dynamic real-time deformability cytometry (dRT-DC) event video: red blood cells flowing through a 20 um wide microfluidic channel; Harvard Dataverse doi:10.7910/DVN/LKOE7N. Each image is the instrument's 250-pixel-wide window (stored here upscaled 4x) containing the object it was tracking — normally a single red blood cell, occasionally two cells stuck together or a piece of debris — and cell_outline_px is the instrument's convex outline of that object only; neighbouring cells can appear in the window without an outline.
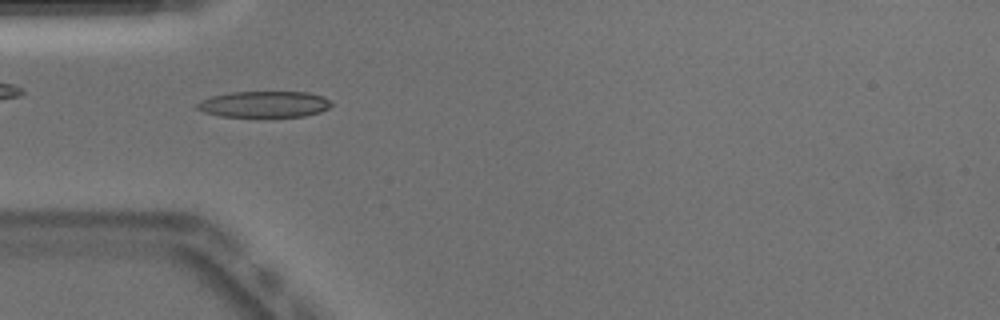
{"species": "Egyptian fruit bat (a non-hibernating species)", "species_latin": "Rousettus aegyptiacus", "temperature_condition": "warm", "stored_images_in_passage": 42, "camera_frame_rate_fps": 3000, "um_per_image_px": 0.085, "animal": {"sex": "male"}, "frame": {"image": 1, "passage_image": 7, "time_ms": 2.0, "image_size_px": [1000, 320], "cell_outline_px": [[332, 104], [328, 108], [320, 112], [304, 116], [272, 120], [256, 120], [220, 116], [204, 112], [196, 108], [196, 104], [200, 100], [212, 96], [232, 92], [308, 92], [324, 96]], "centroid_in_image_um": [22.45, 8.93], "position_along_channel_um": 62.6, "area_um2": 21.79}, "authors_computed_cell_mechanics": {"area_um2": 20.6346, "velocity_mm_per_s": 3.9383, "shape_relaxation_time_tau1_ms": null, "shape_relaxation_time_tau2_ms": 2.2397, "deformation_change_tau1": null, "deformation_change_tau2": 0.1027}}